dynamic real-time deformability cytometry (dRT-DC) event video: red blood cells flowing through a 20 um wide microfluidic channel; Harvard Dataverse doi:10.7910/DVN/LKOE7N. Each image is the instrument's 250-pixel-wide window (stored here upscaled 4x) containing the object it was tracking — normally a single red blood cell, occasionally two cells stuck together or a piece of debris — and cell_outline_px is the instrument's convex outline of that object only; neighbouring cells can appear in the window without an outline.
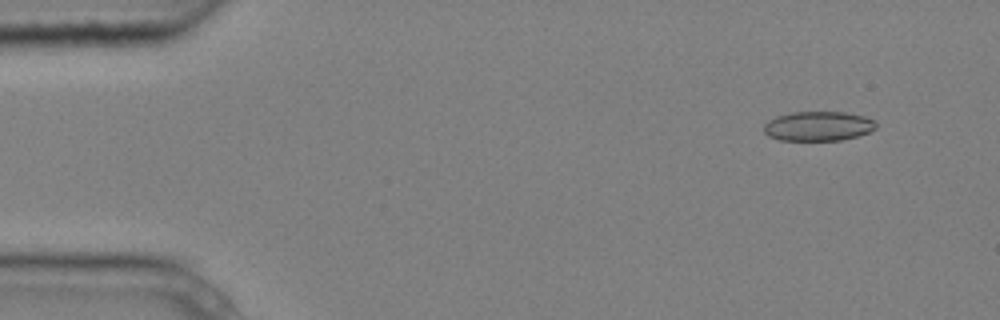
{"species": "common noctule bat (a hibernating species)", "species_latin": "Nyctalus noctula", "temperature_condition": "cold", "stored_images_in_passage": 4, "camera_frame_rate_fps": 3000, "um_per_image_px": 0.085, "animal": {"sex": "male", "body_mass_g": 20.4}, "frame": {"image": 1, "passage_image": 2, "time_ms": 0.333, "image_size_px": [1000, 320], "cell_outline_px": [[876, 128], [868, 132], [856, 136], [840, 140], [780, 140], [768, 136], [764, 132], [764, 124], [768, 120], [776, 116], [792, 112], [844, 112], [864, 116], [876, 120]], "centroid_in_image_um": [69.53, 10.71], "position_along_channel_um": 15.5, "area_um2": 19.31}}
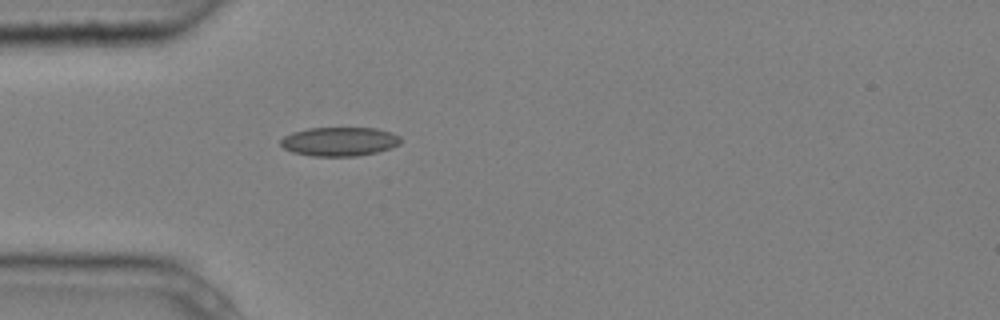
{"frame": {"image": 2, "passage_image": 4, "time_ms": 1.0, "image_size_px": [1000, 320], "cell_outline_px": [[400, 144], [376, 152], [356, 156], [312, 156], [292, 152], [284, 148], [280, 144], [280, 140], [284, 136], [292, 132], [308, 128], [376, 128], [392, 132], [400, 136]], "centroid_in_image_um": [28.83, 12.02], "position_along_channel_um": 56.2, "area_um2": 20.23}}